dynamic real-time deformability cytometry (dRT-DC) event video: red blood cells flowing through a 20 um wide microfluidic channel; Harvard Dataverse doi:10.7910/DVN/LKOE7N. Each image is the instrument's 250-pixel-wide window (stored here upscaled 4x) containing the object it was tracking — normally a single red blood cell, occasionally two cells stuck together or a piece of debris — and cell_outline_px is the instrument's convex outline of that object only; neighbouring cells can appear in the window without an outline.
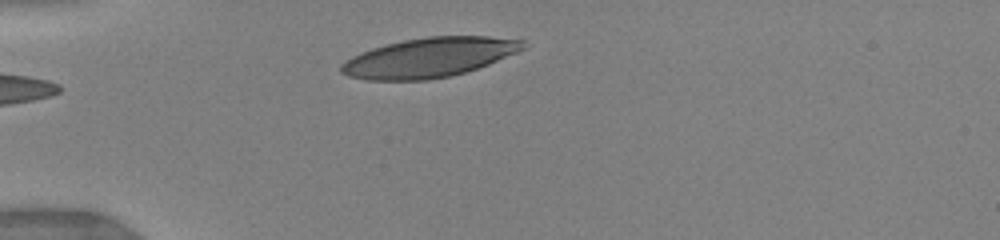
{"species": "human", "species_latin": "Homo sapiens", "temperature_condition": "warm", "stored_images_in_passage": 28, "camera_frame_rate_fps": 3000, "um_per_image_px": 0.085, "donor": {"sex": "female"}, "frame": {"image": 1, "passage_image": 1, "time_ms": 0.0, "image_size_px": [1000, 240], "cell_outline_px": [[524, 48], [516, 52], [488, 64], [464, 72], [448, 76], [428, 80], [364, 80], [348, 76], [340, 72], [340, 64], [344, 60], [352, 56], [372, 48], [404, 40], [428, 36], [488, 36], [524, 40]], "centroid_in_image_um": [36.42, 4.89], "position_along_channel_um": 48.6, "area_um2": 41.62}}